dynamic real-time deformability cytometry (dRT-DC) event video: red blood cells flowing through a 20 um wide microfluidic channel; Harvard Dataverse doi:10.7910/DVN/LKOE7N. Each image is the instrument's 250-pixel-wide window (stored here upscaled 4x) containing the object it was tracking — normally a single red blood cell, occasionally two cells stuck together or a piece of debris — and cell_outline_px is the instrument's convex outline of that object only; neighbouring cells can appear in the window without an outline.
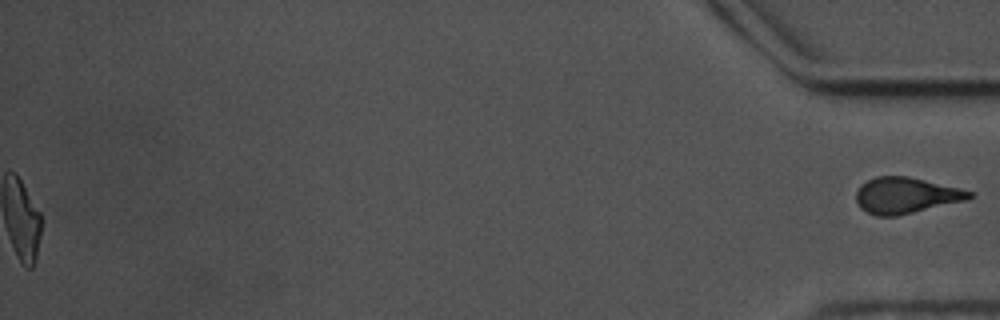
{"species": "common noctule bat (a hibernating species)", "species_latin": "Nyctalus noctula", "temperature_condition": "warm", "stored_images_in_passage": 59, "segment_of_instrument_passage": [2, 2], "camera_frame_rate_fps": 3000, "um_per_image_px": 0.085, "animal": {"sex": "male", "body_mass_g": 17.5, "forearm_length_mm": 52.3}, "frame": {"image": 1, "passage_image": 59, "time_ms": 19.333, "image_size_px": [1000, 320], "cell_outline_px": [[976, 196], [968, 200], [896, 216], [876, 216], [860, 208], [856, 204], [856, 192], [860, 184], [876, 176], [908, 176], [960, 188], [972, 192]], "centroid_in_image_um": [77.0, 16.61], "position_along_channel_um": 358.2, "area_um2": 23.93}}